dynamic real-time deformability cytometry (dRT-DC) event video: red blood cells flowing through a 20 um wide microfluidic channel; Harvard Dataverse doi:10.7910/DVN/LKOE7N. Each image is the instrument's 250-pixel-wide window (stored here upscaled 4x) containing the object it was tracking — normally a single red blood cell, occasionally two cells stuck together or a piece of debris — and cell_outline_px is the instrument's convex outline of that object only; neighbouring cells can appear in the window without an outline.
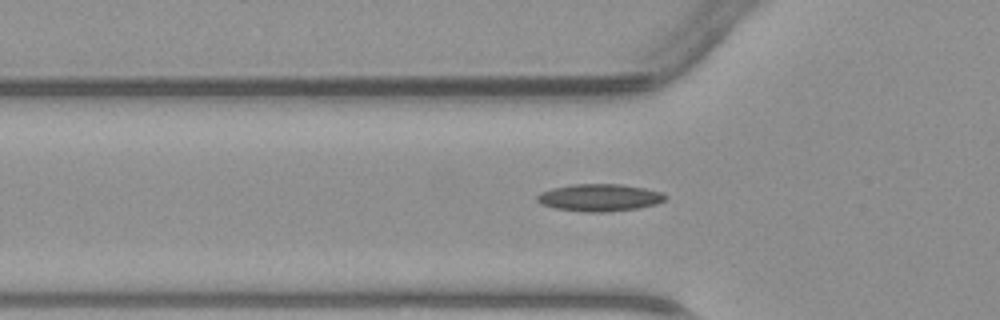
{"species": "common noctule bat (a hibernating species)", "species_latin": "Nyctalus noctula", "temperature_condition": "warm", "stored_images_in_passage": 40, "camera_frame_rate_fps": 3000, "um_per_image_px": 0.085, "animal": {"sex": "male", "body_mass_g": 23.1, "forearm_length_mm": 52.7}, "frame": {"image": 1, "passage_image": 15, "time_ms": 4.667, "image_size_px": [1000, 320], "cell_outline_px": [[668, 196], [664, 200], [656, 204], [636, 208], [604, 212], [584, 212], [556, 208], [540, 204], [536, 200], [536, 196], [540, 192], [552, 188], [572, 184], [620, 184], [644, 188], [660, 192]], "centroid_in_image_um": [50.92, 16.79], "position_along_channel_um": 74.9, "area_um2": 20.29}}
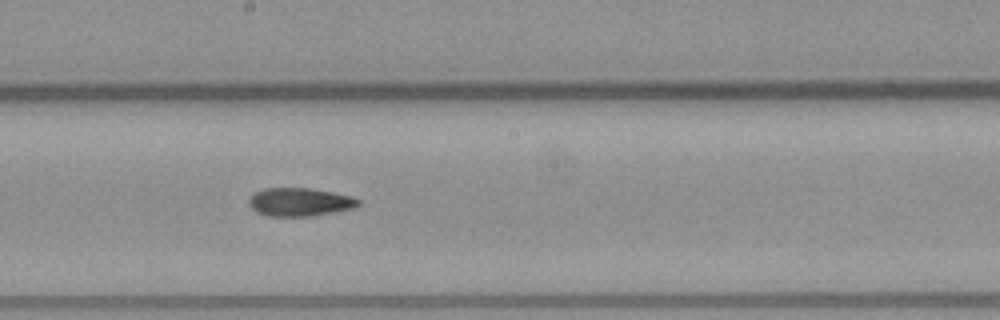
{"frame": {"image": 2, "passage_image": 25, "time_ms": 8.0, "image_size_px": [1000, 320], "cell_outline_px": [[360, 204], [356, 208], [312, 216], [268, 216], [256, 212], [248, 204], [248, 200], [252, 192], [264, 188], [308, 188], [332, 192], [352, 196], [360, 200]], "centroid_in_image_um": [25.46, 17.17], "position_along_channel_um": 222.7, "area_um2": 18.26}}
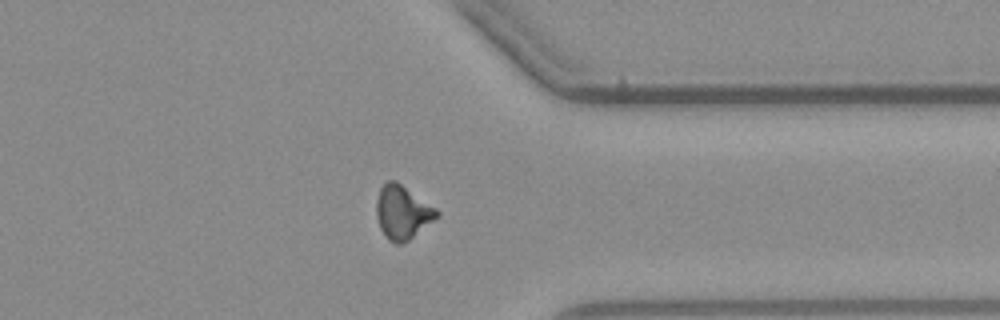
{"frame": {"image": 3, "passage_image": 36, "time_ms": 11.667, "image_size_px": [1000, 320], "cell_outline_px": [[440, 216], [408, 240], [400, 244], [396, 244], [388, 240], [380, 228], [376, 216], [376, 200], [380, 188], [388, 180], [396, 180], [436, 208], [440, 212]], "centroid_in_image_um": [34.21, 18.04], "position_along_channel_um": 377.2, "area_um2": 18.9}}